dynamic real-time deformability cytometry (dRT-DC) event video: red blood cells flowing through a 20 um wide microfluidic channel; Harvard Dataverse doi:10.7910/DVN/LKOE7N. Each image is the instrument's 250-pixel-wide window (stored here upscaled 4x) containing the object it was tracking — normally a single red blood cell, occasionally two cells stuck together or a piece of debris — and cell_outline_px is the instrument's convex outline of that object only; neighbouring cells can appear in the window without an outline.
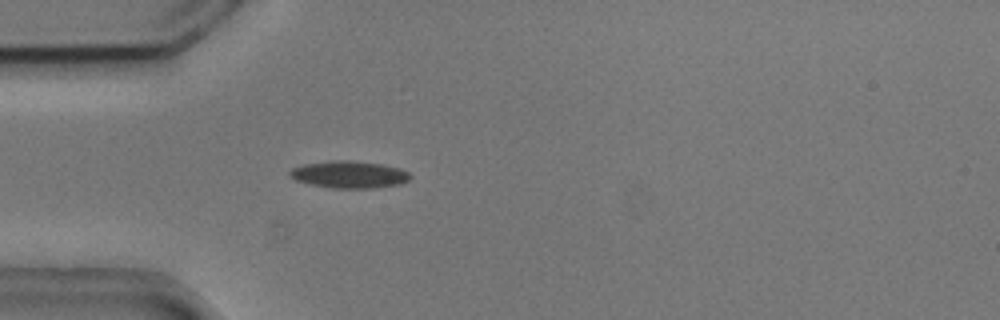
{"species": "common noctule bat (a hibernating species)", "species_latin": "Nyctalus noctula", "temperature_condition": "cold", "stored_images_in_passage": 4, "camera_frame_rate_fps": 3000, "um_per_image_px": 0.085, "animal": {"sex": "male", "body_mass_g": 20.5, "forearm_length_mm": 52.5}, "frame": {"image": 1, "passage_image": 4, "time_ms": 1.0, "image_size_px": [1000, 320], "cell_outline_px": [[412, 176], [408, 180], [400, 184], [372, 188], [332, 188], [312, 184], [296, 180], [288, 176], [288, 172], [292, 168], [304, 164], [332, 160], [348, 160], [380, 164], [400, 168], [408, 172]], "centroid_in_image_um": [29.67, 14.83], "position_along_channel_um": 55.3, "area_um2": 18.96}}